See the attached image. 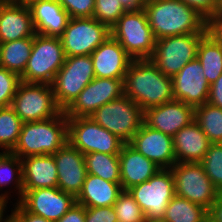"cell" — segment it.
<instances>
[{"instance_id": "7", "label": "cell", "mask_w": 222, "mask_h": 222, "mask_svg": "<svg viewBox=\"0 0 222 222\" xmlns=\"http://www.w3.org/2000/svg\"><path fill=\"white\" fill-rule=\"evenodd\" d=\"M11 107L23 122L46 120L63 111L50 84L23 81L18 85Z\"/></svg>"}, {"instance_id": "5", "label": "cell", "mask_w": 222, "mask_h": 222, "mask_svg": "<svg viewBox=\"0 0 222 222\" xmlns=\"http://www.w3.org/2000/svg\"><path fill=\"white\" fill-rule=\"evenodd\" d=\"M66 56L59 37H46L36 34L30 57L21 81L27 83L52 84L63 66Z\"/></svg>"}, {"instance_id": "10", "label": "cell", "mask_w": 222, "mask_h": 222, "mask_svg": "<svg viewBox=\"0 0 222 222\" xmlns=\"http://www.w3.org/2000/svg\"><path fill=\"white\" fill-rule=\"evenodd\" d=\"M207 33L169 36L156 40L150 60L168 77H174L189 61L197 58L201 39Z\"/></svg>"}, {"instance_id": "18", "label": "cell", "mask_w": 222, "mask_h": 222, "mask_svg": "<svg viewBox=\"0 0 222 222\" xmlns=\"http://www.w3.org/2000/svg\"><path fill=\"white\" fill-rule=\"evenodd\" d=\"M129 144L160 168H171L175 163L173 137L142 124Z\"/></svg>"}, {"instance_id": "13", "label": "cell", "mask_w": 222, "mask_h": 222, "mask_svg": "<svg viewBox=\"0 0 222 222\" xmlns=\"http://www.w3.org/2000/svg\"><path fill=\"white\" fill-rule=\"evenodd\" d=\"M111 36V29L93 17L70 18L59 37L66 57L91 55Z\"/></svg>"}, {"instance_id": "54", "label": "cell", "mask_w": 222, "mask_h": 222, "mask_svg": "<svg viewBox=\"0 0 222 222\" xmlns=\"http://www.w3.org/2000/svg\"><path fill=\"white\" fill-rule=\"evenodd\" d=\"M146 222H162V221H156V220H146Z\"/></svg>"}, {"instance_id": "33", "label": "cell", "mask_w": 222, "mask_h": 222, "mask_svg": "<svg viewBox=\"0 0 222 222\" xmlns=\"http://www.w3.org/2000/svg\"><path fill=\"white\" fill-rule=\"evenodd\" d=\"M11 182H15L14 188L18 189L20 200L23 195L22 159L11 152H5L0 157V189Z\"/></svg>"}, {"instance_id": "53", "label": "cell", "mask_w": 222, "mask_h": 222, "mask_svg": "<svg viewBox=\"0 0 222 222\" xmlns=\"http://www.w3.org/2000/svg\"><path fill=\"white\" fill-rule=\"evenodd\" d=\"M201 222H212L208 217H206L204 220H202Z\"/></svg>"}, {"instance_id": "38", "label": "cell", "mask_w": 222, "mask_h": 222, "mask_svg": "<svg viewBox=\"0 0 222 222\" xmlns=\"http://www.w3.org/2000/svg\"><path fill=\"white\" fill-rule=\"evenodd\" d=\"M71 18H90L94 13L95 0H58Z\"/></svg>"}, {"instance_id": "36", "label": "cell", "mask_w": 222, "mask_h": 222, "mask_svg": "<svg viewBox=\"0 0 222 222\" xmlns=\"http://www.w3.org/2000/svg\"><path fill=\"white\" fill-rule=\"evenodd\" d=\"M126 11L119 0H95L92 17L111 29Z\"/></svg>"}, {"instance_id": "29", "label": "cell", "mask_w": 222, "mask_h": 222, "mask_svg": "<svg viewBox=\"0 0 222 222\" xmlns=\"http://www.w3.org/2000/svg\"><path fill=\"white\" fill-rule=\"evenodd\" d=\"M88 174L96 175L109 182L120 183L119 154L91 152L84 155Z\"/></svg>"}, {"instance_id": "47", "label": "cell", "mask_w": 222, "mask_h": 222, "mask_svg": "<svg viewBox=\"0 0 222 222\" xmlns=\"http://www.w3.org/2000/svg\"><path fill=\"white\" fill-rule=\"evenodd\" d=\"M211 17H222V0H216V6Z\"/></svg>"}, {"instance_id": "22", "label": "cell", "mask_w": 222, "mask_h": 222, "mask_svg": "<svg viewBox=\"0 0 222 222\" xmlns=\"http://www.w3.org/2000/svg\"><path fill=\"white\" fill-rule=\"evenodd\" d=\"M35 35L31 12L27 5L13 2L0 4V43Z\"/></svg>"}, {"instance_id": "21", "label": "cell", "mask_w": 222, "mask_h": 222, "mask_svg": "<svg viewBox=\"0 0 222 222\" xmlns=\"http://www.w3.org/2000/svg\"><path fill=\"white\" fill-rule=\"evenodd\" d=\"M27 6L36 34L60 37L64 33L71 17L58 0H36Z\"/></svg>"}, {"instance_id": "15", "label": "cell", "mask_w": 222, "mask_h": 222, "mask_svg": "<svg viewBox=\"0 0 222 222\" xmlns=\"http://www.w3.org/2000/svg\"><path fill=\"white\" fill-rule=\"evenodd\" d=\"M18 203L28 212L57 222L76 203V198L58 187L23 190Z\"/></svg>"}, {"instance_id": "49", "label": "cell", "mask_w": 222, "mask_h": 222, "mask_svg": "<svg viewBox=\"0 0 222 222\" xmlns=\"http://www.w3.org/2000/svg\"><path fill=\"white\" fill-rule=\"evenodd\" d=\"M8 197H9V196H8V193H6V192H5L4 194L1 193V195H0V203H8V202H7V201H8V200H7Z\"/></svg>"}, {"instance_id": "31", "label": "cell", "mask_w": 222, "mask_h": 222, "mask_svg": "<svg viewBox=\"0 0 222 222\" xmlns=\"http://www.w3.org/2000/svg\"><path fill=\"white\" fill-rule=\"evenodd\" d=\"M194 120L211 143H222V109L208 102L195 107Z\"/></svg>"}, {"instance_id": "40", "label": "cell", "mask_w": 222, "mask_h": 222, "mask_svg": "<svg viewBox=\"0 0 222 222\" xmlns=\"http://www.w3.org/2000/svg\"><path fill=\"white\" fill-rule=\"evenodd\" d=\"M13 212L9 215V222H52L39 215L26 211L19 203H16Z\"/></svg>"}, {"instance_id": "51", "label": "cell", "mask_w": 222, "mask_h": 222, "mask_svg": "<svg viewBox=\"0 0 222 222\" xmlns=\"http://www.w3.org/2000/svg\"><path fill=\"white\" fill-rule=\"evenodd\" d=\"M33 1H36V0H22V4H23V5H29V4L32 3Z\"/></svg>"}, {"instance_id": "35", "label": "cell", "mask_w": 222, "mask_h": 222, "mask_svg": "<svg viewBox=\"0 0 222 222\" xmlns=\"http://www.w3.org/2000/svg\"><path fill=\"white\" fill-rule=\"evenodd\" d=\"M200 163L214 187L222 193V143H211Z\"/></svg>"}, {"instance_id": "43", "label": "cell", "mask_w": 222, "mask_h": 222, "mask_svg": "<svg viewBox=\"0 0 222 222\" xmlns=\"http://www.w3.org/2000/svg\"><path fill=\"white\" fill-rule=\"evenodd\" d=\"M207 102L222 109V74L210 85Z\"/></svg>"}, {"instance_id": "41", "label": "cell", "mask_w": 222, "mask_h": 222, "mask_svg": "<svg viewBox=\"0 0 222 222\" xmlns=\"http://www.w3.org/2000/svg\"><path fill=\"white\" fill-rule=\"evenodd\" d=\"M188 6L195 9L200 15L208 20L215 9L216 0H182Z\"/></svg>"}, {"instance_id": "55", "label": "cell", "mask_w": 222, "mask_h": 222, "mask_svg": "<svg viewBox=\"0 0 222 222\" xmlns=\"http://www.w3.org/2000/svg\"><path fill=\"white\" fill-rule=\"evenodd\" d=\"M5 153V151H3L2 153L0 152V157Z\"/></svg>"}, {"instance_id": "26", "label": "cell", "mask_w": 222, "mask_h": 222, "mask_svg": "<svg viewBox=\"0 0 222 222\" xmlns=\"http://www.w3.org/2000/svg\"><path fill=\"white\" fill-rule=\"evenodd\" d=\"M122 191L121 183L109 182L87 173L76 203L85 208L113 206Z\"/></svg>"}, {"instance_id": "46", "label": "cell", "mask_w": 222, "mask_h": 222, "mask_svg": "<svg viewBox=\"0 0 222 222\" xmlns=\"http://www.w3.org/2000/svg\"><path fill=\"white\" fill-rule=\"evenodd\" d=\"M123 7L128 10H139L143 6L137 0H119Z\"/></svg>"}, {"instance_id": "39", "label": "cell", "mask_w": 222, "mask_h": 222, "mask_svg": "<svg viewBox=\"0 0 222 222\" xmlns=\"http://www.w3.org/2000/svg\"><path fill=\"white\" fill-rule=\"evenodd\" d=\"M85 222H118L113 206L87 207Z\"/></svg>"}, {"instance_id": "12", "label": "cell", "mask_w": 222, "mask_h": 222, "mask_svg": "<svg viewBox=\"0 0 222 222\" xmlns=\"http://www.w3.org/2000/svg\"><path fill=\"white\" fill-rule=\"evenodd\" d=\"M175 195L208 209L219 191L206 175L200 162L175 163L171 168Z\"/></svg>"}, {"instance_id": "3", "label": "cell", "mask_w": 222, "mask_h": 222, "mask_svg": "<svg viewBox=\"0 0 222 222\" xmlns=\"http://www.w3.org/2000/svg\"><path fill=\"white\" fill-rule=\"evenodd\" d=\"M68 143V121L64 111L46 120L23 122L17 144L11 151L19 158L53 155Z\"/></svg>"}, {"instance_id": "30", "label": "cell", "mask_w": 222, "mask_h": 222, "mask_svg": "<svg viewBox=\"0 0 222 222\" xmlns=\"http://www.w3.org/2000/svg\"><path fill=\"white\" fill-rule=\"evenodd\" d=\"M207 217V209L187 199L174 196L169 202L162 222H201Z\"/></svg>"}, {"instance_id": "8", "label": "cell", "mask_w": 222, "mask_h": 222, "mask_svg": "<svg viewBox=\"0 0 222 222\" xmlns=\"http://www.w3.org/2000/svg\"><path fill=\"white\" fill-rule=\"evenodd\" d=\"M68 143L82 154H119L125 142L97 124L91 117L67 118Z\"/></svg>"}, {"instance_id": "14", "label": "cell", "mask_w": 222, "mask_h": 222, "mask_svg": "<svg viewBox=\"0 0 222 222\" xmlns=\"http://www.w3.org/2000/svg\"><path fill=\"white\" fill-rule=\"evenodd\" d=\"M124 95V78L95 77L64 111L67 118L89 117L102 105Z\"/></svg>"}, {"instance_id": "16", "label": "cell", "mask_w": 222, "mask_h": 222, "mask_svg": "<svg viewBox=\"0 0 222 222\" xmlns=\"http://www.w3.org/2000/svg\"><path fill=\"white\" fill-rule=\"evenodd\" d=\"M172 81L175 100L194 108L207 103L210 84L206 80L198 58L189 61L172 77Z\"/></svg>"}, {"instance_id": "25", "label": "cell", "mask_w": 222, "mask_h": 222, "mask_svg": "<svg viewBox=\"0 0 222 222\" xmlns=\"http://www.w3.org/2000/svg\"><path fill=\"white\" fill-rule=\"evenodd\" d=\"M23 190L57 187L58 173L54 155L22 158Z\"/></svg>"}, {"instance_id": "6", "label": "cell", "mask_w": 222, "mask_h": 222, "mask_svg": "<svg viewBox=\"0 0 222 222\" xmlns=\"http://www.w3.org/2000/svg\"><path fill=\"white\" fill-rule=\"evenodd\" d=\"M89 117L125 143H129L144 123V110L123 95L102 105Z\"/></svg>"}, {"instance_id": "44", "label": "cell", "mask_w": 222, "mask_h": 222, "mask_svg": "<svg viewBox=\"0 0 222 222\" xmlns=\"http://www.w3.org/2000/svg\"><path fill=\"white\" fill-rule=\"evenodd\" d=\"M206 28L207 33L222 45V17H210Z\"/></svg>"}, {"instance_id": "45", "label": "cell", "mask_w": 222, "mask_h": 222, "mask_svg": "<svg viewBox=\"0 0 222 222\" xmlns=\"http://www.w3.org/2000/svg\"><path fill=\"white\" fill-rule=\"evenodd\" d=\"M207 217L212 222H222V193H219L214 203L207 209Z\"/></svg>"}, {"instance_id": "27", "label": "cell", "mask_w": 222, "mask_h": 222, "mask_svg": "<svg viewBox=\"0 0 222 222\" xmlns=\"http://www.w3.org/2000/svg\"><path fill=\"white\" fill-rule=\"evenodd\" d=\"M33 45V37L1 43L0 66L21 76L27 66Z\"/></svg>"}, {"instance_id": "48", "label": "cell", "mask_w": 222, "mask_h": 222, "mask_svg": "<svg viewBox=\"0 0 222 222\" xmlns=\"http://www.w3.org/2000/svg\"><path fill=\"white\" fill-rule=\"evenodd\" d=\"M7 203H0V222H9V216H7L5 219H3V213L5 211Z\"/></svg>"}, {"instance_id": "34", "label": "cell", "mask_w": 222, "mask_h": 222, "mask_svg": "<svg viewBox=\"0 0 222 222\" xmlns=\"http://www.w3.org/2000/svg\"><path fill=\"white\" fill-rule=\"evenodd\" d=\"M113 208L118 222H146L145 214L128 190H123Z\"/></svg>"}, {"instance_id": "11", "label": "cell", "mask_w": 222, "mask_h": 222, "mask_svg": "<svg viewBox=\"0 0 222 222\" xmlns=\"http://www.w3.org/2000/svg\"><path fill=\"white\" fill-rule=\"evenodd\" d=\"M94 78L90 55L66 57L51 84L58 106L65 111Z\"/></svg>"}, {"instance_id": "52", "label": "cell", "mask_w": 222, "mask_h": 222, "mask_svg": "<svg viewBox=\"0 0 222 222\" xmlns=\"http://www.w3.org/2000/svg\"><path fill=\"white\" fill-rule=\"evenodd\" d=\"M142 6H144L149 0H137Z\"/></svg>"}, {"instance_id": "9", "label": "cell", "mask_w": 222, "mask_h": 222, "mask_svg": "<svg viewBox=\"0 0 222 222\" xmlns=\"http://www.w3.org/2000/svg\"><path fill=\"white\" fill-rule=\"evenodd\" d=\"M128 191L141 207L146 220L161 221L175 196L173 173L170 168H161L148 181L134 185Z\"/></svg>"}, {"instance_id": "24", "label": "cell", "mask_w": 222, "mask_h": 222, "mask_svg": "<svg viewBox=\"0 0 222 222\" xmlns=\"http://www.w3.org/2000/svg\"><path fill=\"white\" fill-rule=\"evenodd\" d=\"M210 145L200 126L192 121L173 136L176 163L201 162Z\"/></svg>"}, {"instance_id": "28", "label": "cell", "mask_w": 222, "mask_h": 222, "mask_svg": "<svg viewBox=\"0 0 222 222\" xmlns=\"http://www.w3.org/2000/svg\"><path fill=\"white\" fill-rule=\"evenodd\" d=\"M197 58L207 82L211 85L222 74V45L207 33L198 45Z\"/></svg>"}, {"instance_id": "23", "label": "cell", "mask_w": 222, "mask_h": 222, "mask_svg": "<svg viewBox=\"0 0 222 222\" xmlns=\"http://www.w3.org/2000/svg\"><path fill=\"white\" fill-rule=\"evenodd\" d=\"M120 183L122 190L148 181L159 169L154 162L139 153L129 143H125L119 153Z\"/></svg>"}, {"instance_id": "2", "label": "cell", "mask_w": 222, "mask_h": 222, "mask_svg": "<svg viewBox=\"0 0 222 222\" xmlns=\"http://www.w3.org/2000/svg\"><path fill=\"white\" fill-rule=\"evenodd\" d=\"M143 9L156 40L207 33V20L182 0H149Z\"/></svg>"}, {"instance_id": "32", "label": "cell", "mask_w": 222, "mask_h": 222, "mask_svg": "<svg viewBox=\"0 0 222 222\" xmlns=\"http://www.w3.org/2000/svg\"><path fill=\"white\" fill-rule=\"evenodd\" d=\"M23 121L11 106L0 108V148L11 152L17 144Z\"/></svg>"}, {"instance_id": "1", "label": "cell", "mask_w": 222, "mask_h": 222, "mask_svg": "<svg viewBox=\"0 0 222 222\" xmlns=\"http://www.w3.org/2000/svg\"><path fill=\"white\" fill-rule=\"evenodd\" d=\"M124 95L144 111L175 100L173 81L150 59H134L124 78Z\"/></svg>"}, {"instance_id": "4", "label": "cell", "mask_w": 222, "mask_h": 222, "mask_svg": "<svg viewBox=\"0 0 222 222\" xmlns=\"http://www.w3.org/2000/svg\"><path fill=\"white\" fill-rule=\"evenodd\" d=\"M111 36L133 59H150L154 53L156 39L143 8L126 11L111 28Z\"/></svg>"}, {"instance_id": "19", "label": "cell", "mask_w": 222, "mask_h": 222, "mask_svg": "<svg viewBox=\"0 0 222 222\" xmlns=\"http://www.w3.org/2000/svg\"><path fill=\"white\" fill-rule=\"evenodd\" d=\"M53 155L58 173L57 187L76 198L87 175L84 154L67 143Z\"/></svg>"}, {"instance_id": "37", "label": "cell", "mask_w": 222, "mask_h": 222, "mask_svg": "<svg viewBox=\"0 0 222 222\" xmlns=\"http://www.w3.org/2000/svg\"><path fill=\"white\" fill-rule=\"evenodd\" d=\"M21 78L0 66V108L11 106Z\"/></svg>"}, {"instance_id": "42", "label": "cell", "mask_w": 222, "mask_h": 222, "mask_svg": "<svg viewBox=\"0 0 222 222\" xmlns=\"http://www.w3.org/2000/svg\"><path fill=\"white\" fill-rule=\"evenodd\" d=\"M86 210L81 204L75 203L57 222H85Z\"/></svg>"}, {"instance_id": "20", "label": "cell", "mask_w": 222, "mask_h": 222, "mask_svg": "<svg viewBox=\"0 0 222 222\" xmlns=\"http://www.w3.org/2000/svg\"><path fill=\"white\" fill-rule=\"evenodd\" d=\"M90 56L95 77L98 78H125L129 65L134 60L112 36Z\"/></svg>"}, {"instance_id": "17", "label": "cell", "mask_w": 222, "mask_h": 222, "mask_svg": "<svg viewBox=\"0 0 222 222\" xmlns=\"http://www.w3.org/2000/svg\"><path fill=\"white\" fill-rule=\"evenodd\" d=\"M194 117L195 108L177 100L144 111V123L147 126L171 137L194 121Z\"/></svg>"}, {"instance_id": "50", "label": "cell", "mask_w": 222, "mask_h": 222, "mask_svg": "<svg viewBox=\"0 0 222 222\" xmlns=\"http://www.w3.org/2000/svg\"><path fill=\"white\" fill-rule=\"evenodd\" d=\"M2 2H13V3H19L22 4V0H1Z\"/></svg>"}]
</instances>
